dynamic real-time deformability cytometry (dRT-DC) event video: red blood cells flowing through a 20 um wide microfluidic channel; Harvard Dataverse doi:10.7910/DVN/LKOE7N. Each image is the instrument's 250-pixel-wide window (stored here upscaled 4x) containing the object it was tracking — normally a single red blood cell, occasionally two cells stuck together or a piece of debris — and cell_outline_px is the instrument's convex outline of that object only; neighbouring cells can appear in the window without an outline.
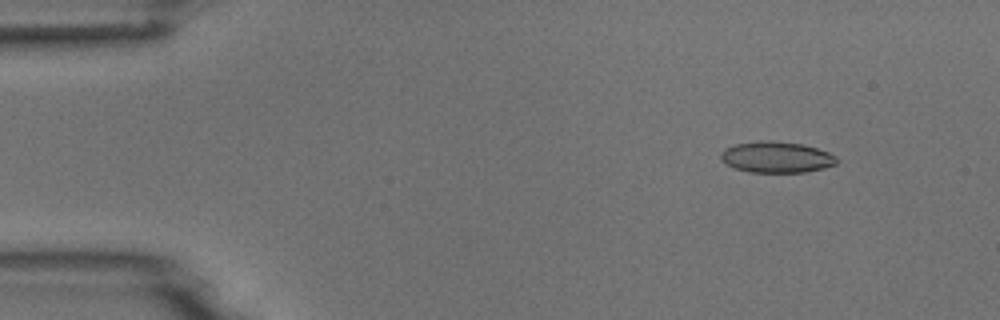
{"species": "common noctule bat (a hibernating species)", "species_latin": "Nyctalus noctula", "temperature_condition": "room temperature", "stored_images_in_passage": 6, "segment_of_instrument_passage": [1, 2], "camera_frame_rate_fps": 3000, "um_per_image_px": 0.085, "animal": {"sex": "male", "body_mass_g": 18.8}, "frame": {"image": 1, "passage_image": 2, "time_ms": 1.333, "image_size_px": [1000, 320], "cell_outline_px": [[836, 164], [824, 168], [804, 172], [748, 172], [736, 168], [728, 164], [720, 156], [720, 152], [724, 148], [736, 144], [760, 140], [772, 140], [804, 144], [828, 152], [836, 156]], "centroid_in_image_um": [66.0, 13.34], "position_along_channel_um": 19.0, "area_um2": 20.98}}
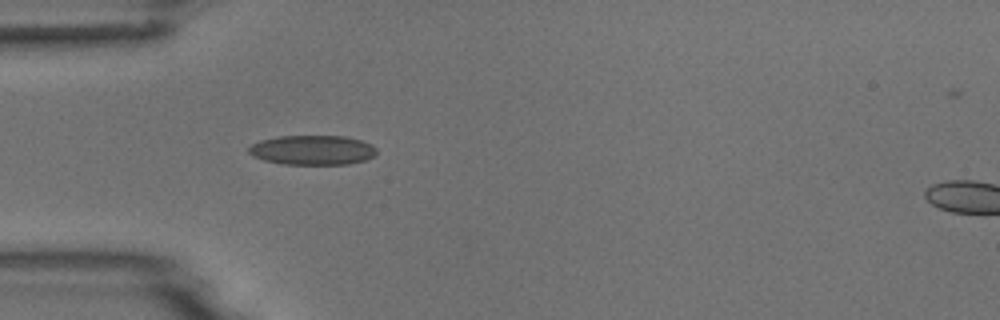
{"frame": {"image": 2, "passage_image": 5, "time_ms": 4.667, "image_size_px": [1000, 320], "cell_outline_px": [[376, 156], [368, 160], [348, 164], [284, 164], [264, 160], [252, 156], [248, 152], [248, 148], [252, 144], [260, 140], [280, 136], [344, 136], [360, 140], [372, 144], [376, 148]], "centroid_in_image_um": [26.59, 12.76], "position_along_channel_um": 58.4, "area_um2": 22.2}}